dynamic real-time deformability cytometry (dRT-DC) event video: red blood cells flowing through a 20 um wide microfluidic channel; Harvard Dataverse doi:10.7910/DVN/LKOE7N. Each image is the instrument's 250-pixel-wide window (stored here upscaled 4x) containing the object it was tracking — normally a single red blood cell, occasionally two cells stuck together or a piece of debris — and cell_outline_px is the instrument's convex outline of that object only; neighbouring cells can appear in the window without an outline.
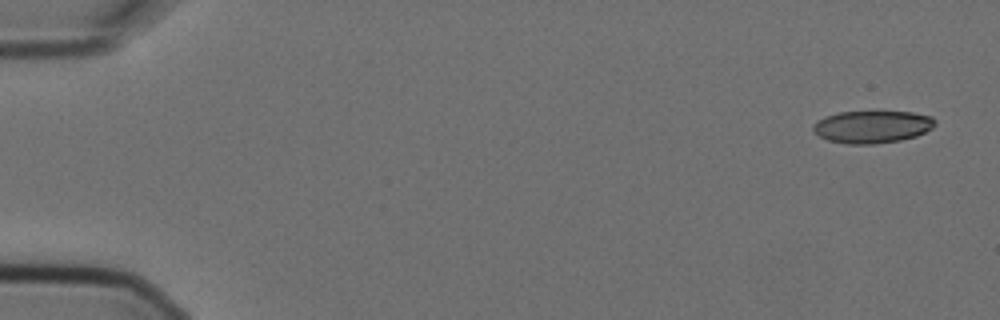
{"species": "Egyptian fruit bat (a non-hibernating species)", "species_latin": "Rousettus aegyptiacus", "temperature_condition": "cold", "stored_images_in_passage": 6, "camera_frame_rate_fps": 3000, "um_per_image_px": 0.085, "animal": {"sex": "female"}, "frame": {"image": 1, "passage_image": 1, "time_ms": 0.0, "image_size_px": [1000, 320], "cell_outline_px": [[936, 124], [932, 128], [916, 136], [900, 140], [872, 144], [848, 144], [828, 140], [820, 136], [812, 128], [812, 124], [816, 120], [824, 116], [840, 112], [912, 112], [932, 116], [936, 120]], "centroid_in_image_um": [74.13, 10.77], "position_along_channel_um": 10.9, "area_um2": 23.0}}
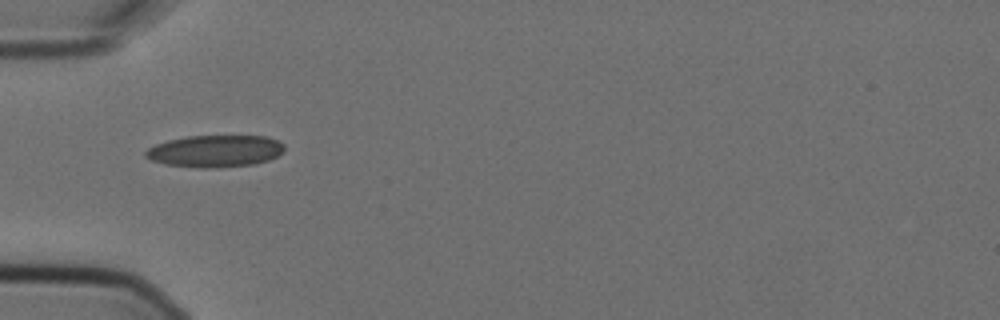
{"frame": {"image": 2, "passage_image": 5, "time_ms": 1.333, "image_size_px": [1000, 320], "cell_outline_px": [[284, 152], [268, 160], [252, 164], [216, 168], [200, 168], [164, 164], [152, 160], [144, 156], [144, 152], [148, 148], [156, 144], [168, 140], [188, 136], [268, 136], [284, 144]], "centroid_in_image_um": [18.28, 12.84], "position_along_channel_um": 66.7, "area_um2": 25.89}}
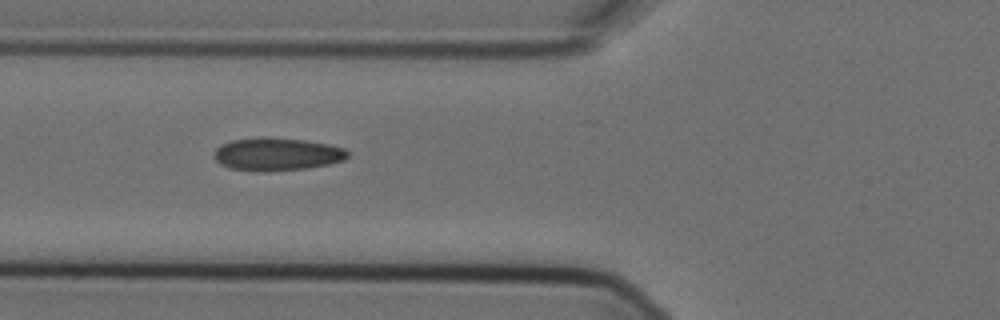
{"frame": {"image": 3, "passage_image": 6, "time_ms": 1.667, "image_size_px": [1000, 320], "cell_outline_px": [[348, 156], [344, 160], [328, 164], [308, 168], [264, 172], [256, 172], [228, 168], [220, 164], [212, 156], [216, 148], [220, 144], [232, 140], [260, 136], [264, 136], [304, 140], [328, 144], [344, 148], [348, 152]], "centroid_in_image_um": [23.48, 13.1], "position_along_channel_um": 102.3, "area_um2": 26.01}}